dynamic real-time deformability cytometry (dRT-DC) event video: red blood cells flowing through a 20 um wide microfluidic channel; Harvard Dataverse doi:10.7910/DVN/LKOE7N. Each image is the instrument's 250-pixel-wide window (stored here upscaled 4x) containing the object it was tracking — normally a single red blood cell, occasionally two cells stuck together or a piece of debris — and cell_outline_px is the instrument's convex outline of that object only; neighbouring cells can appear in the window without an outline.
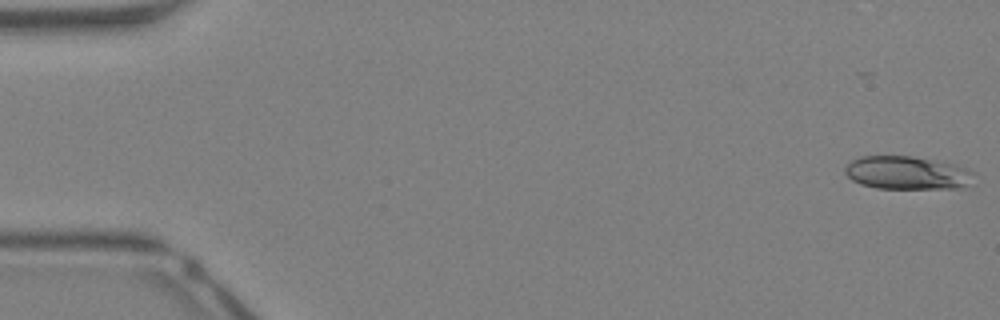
{"species": "Egyptian fruit bat (a non-hibernating species)", "species_latin": "Rousettus aegyptiacus", "temperature_condition": "warm", "stored_images_in_passage": 43, "camera_frame_rate_fps": 3000, "um_per_image_px": 0.085, "animal": {"sex": "female"}, "frame": {"image": 1, "passage_image": 1, "time_ms": 0.0, "image_size_px": [1000, 320], "cell_outline_px": [[976, 172], [968, 184], [964, 188], [876, 188], [860, 184], [852, 180], [844, 172], [844, 168], [852, 160], [860, 156], [912, 156], [956, 164], [968, 168]], "centroid_in_image_um": [77.12, 14.69], "position_along_channel_um": 7.9, "area_um2": 25.09}}
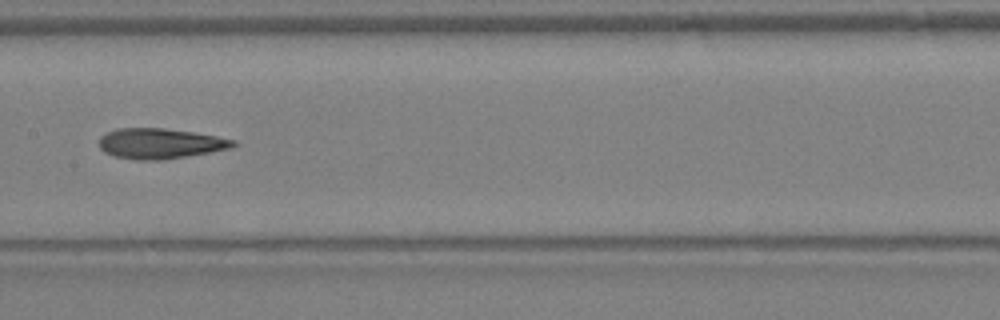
{"frame": {"image": 2, "passage_image": 22, "time_ms": 7.0, "image_size_px": [1000, 320], "cell_outline_px": [[236, 144], [232, 148], [160, 160], [136, 160], [112, 156], [104, 152], [100, 148], [100, 136], [108, 132], [120, 128], [164, 128], [192, 132], [216, 136], [236, 140]], "centroid_in_image_um": [13.58, 12.2], "position_along_channel_um": 193.8, "area_um2": 23.52}}
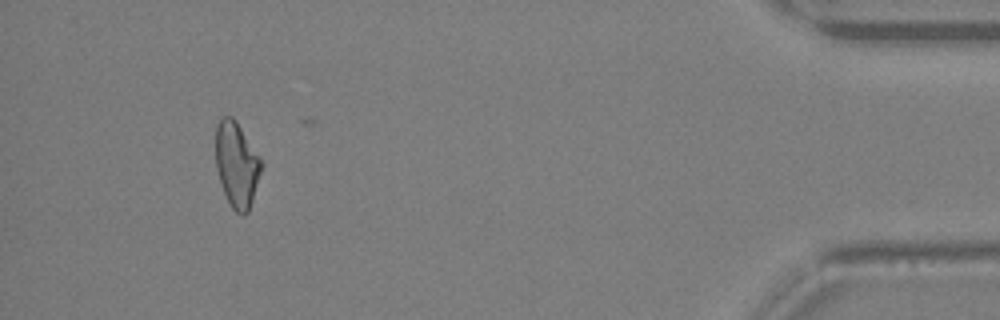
{"frame": {"image": 3, "passage_image": 40, "time_ms": 13.0, "image_size_px": [1000, 320], "cell_outline_px": [[264, 164], [248, 212], [244, 216], [240, 216], [232, 208], [224, 192], [216, 168], [216, 124], [220, 116], [232, 116], [236, 120], [264, 160]], "centroid_in_image_um": [20.15, 13.95], "position_along_channel_um": 415.1, "area_um2": 23.12}, "authors_computed_cell_mechanics": {"area_um2": 23.4668, "velocity_mm_per_s": 4.8142, "shape_relaxation_time_tau1_ms": null, "shape_relaxation_time_tau2_ms": 1.7659, "deformation_change_tau1": null, "deformation_change_tau2": 0.0997}}